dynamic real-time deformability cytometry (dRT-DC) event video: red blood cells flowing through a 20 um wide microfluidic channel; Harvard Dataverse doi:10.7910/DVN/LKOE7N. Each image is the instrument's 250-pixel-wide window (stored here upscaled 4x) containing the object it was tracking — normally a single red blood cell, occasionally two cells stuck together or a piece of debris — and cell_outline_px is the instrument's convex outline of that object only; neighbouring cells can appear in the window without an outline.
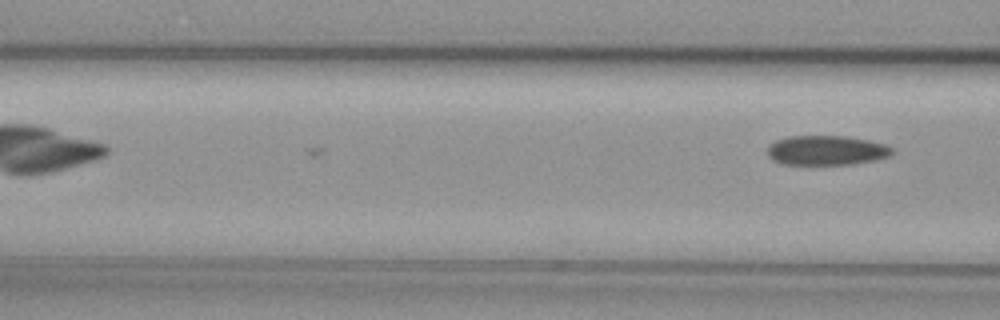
{"species": "common noctule bat (a hibernating species)", "species_latin": "Nyctalus noctula", "temperature_condition": "cold", "stored_images_in_passage": 7, "camera_frame_rate_fps": 3000, "um_per_image_px": 0.085, "animal": {"sex": "female", "body_mass_g": 29.2, "forearm_length_mm": 56.3}, "frame": {"image": 1, "passage_image": 7, "time_ms": 2.0, "image_size_px": [1000, 320], "cell_outline_px": [[892, 152], [888, 156], [876, 160], [852, 164], [784, 164], [772, 160], [768, 156], [768, 144], [776, 140], [788, 136], [844, 136], [884, 144], [892, 148]], "centroid_in_image_um": [70.19, 12.78], "position_along_channel_um": 96.4, "area_um2": 21.33}}